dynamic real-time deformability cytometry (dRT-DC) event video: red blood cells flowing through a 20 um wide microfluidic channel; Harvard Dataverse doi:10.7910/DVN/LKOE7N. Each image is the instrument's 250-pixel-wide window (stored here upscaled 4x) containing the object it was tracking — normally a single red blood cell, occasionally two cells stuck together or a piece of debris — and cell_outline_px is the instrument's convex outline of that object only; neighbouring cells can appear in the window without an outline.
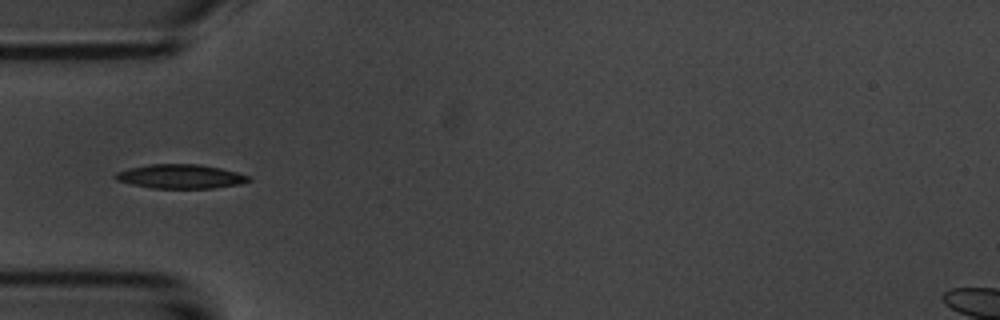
{"species": "common noctule bat (a hibernating species)", "species_latin": "Nyctalus noctula", "temperature_condition": "room temperature", "stored_images_in_passage": 3, "camera_frame_rate_fps": 3000, "um_per_image_px": 0.085, "animal": {"sex": "male", "body_mass_g": 20.1, "forearm_length_mm": 53.5}, "frame": {"image": 1, "passage_image": 1, "time_ms": 0.0, "image_size_px": [1000, 320], "cell_outline_px": [[252, 180], [240, 184], [212, 188], [152, 188], [132, 184], [116, 180], [112, 176], [116, 172], [128, 168], [148, 164], [200, 164], [220, 168], [252, 176]], "centroid_in_image_um": [15.34, 14.99], "position_along_channel_um": 69.7, "area_um2": 18.84}}
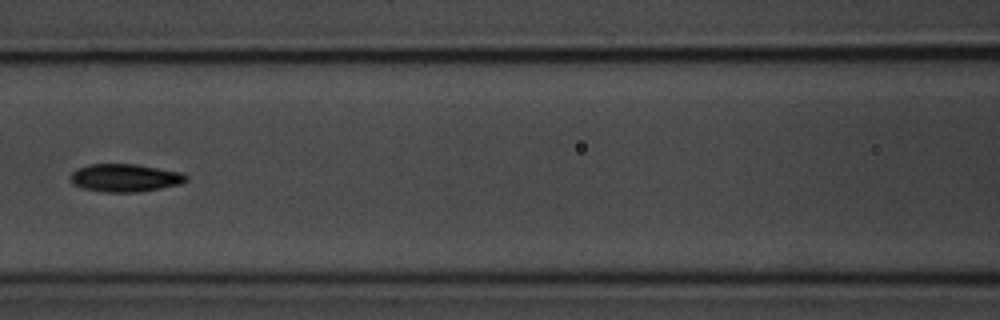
{"frame": {"image": 2, "passage_image": 3, "time_ms": 2.333, "image_size_px": [1000, 320], "cell_outline_px": [[188, 180], [180, 184], [160, 188], [136, 192], [104, 192], [80, 188], [72, 184], [72, 172], [76, 168], [88, 164], [136, 164], [180, 172], [188, 176]], "centroid_in_image_um": [10.6, 15.11], "position_along_channel_um": 156.0, "area_um2": 18.79}}